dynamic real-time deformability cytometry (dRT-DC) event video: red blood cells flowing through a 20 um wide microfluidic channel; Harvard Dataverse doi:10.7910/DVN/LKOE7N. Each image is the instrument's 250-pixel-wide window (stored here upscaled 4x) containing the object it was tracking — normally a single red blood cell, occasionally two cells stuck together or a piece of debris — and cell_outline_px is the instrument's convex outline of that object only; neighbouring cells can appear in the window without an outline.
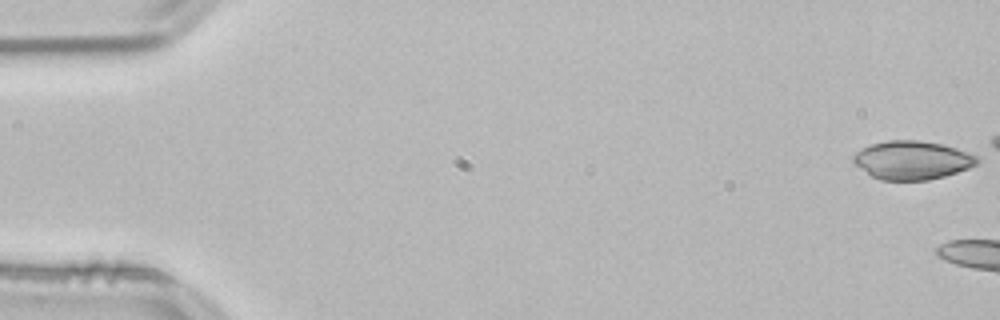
{"species": "common noctule bat (a hibernating species)", "species_latin": "Nyctalus noctula", "temperature_condition": "room temperature", "stored_images_in_passage": 1, "camera_frame_rate_fps": 3000, "um_per_image_px": 0.085, "animal": {"sex": "male", "body_mass_g": 21.5, "forearm_length_mm": 52.0}, "frame": {"image": 1, "passage_image": 1, "time_ms": 0.0, "image_size_px": [1000, 320], "cell_outline_px": [[980, 160], [976, 164], [968, 168], [944, 176], [928, 180], [880, 180], [872, 176], [856, 164], [852, 160], [852, 156], [856, 152], [872, 144], [888, 140], [920, 140], [980, 152]], "centroid_in_image_um": [77.64, 13.6], "position_along_channel_um": 7.4, "area_um2": 28.09}}